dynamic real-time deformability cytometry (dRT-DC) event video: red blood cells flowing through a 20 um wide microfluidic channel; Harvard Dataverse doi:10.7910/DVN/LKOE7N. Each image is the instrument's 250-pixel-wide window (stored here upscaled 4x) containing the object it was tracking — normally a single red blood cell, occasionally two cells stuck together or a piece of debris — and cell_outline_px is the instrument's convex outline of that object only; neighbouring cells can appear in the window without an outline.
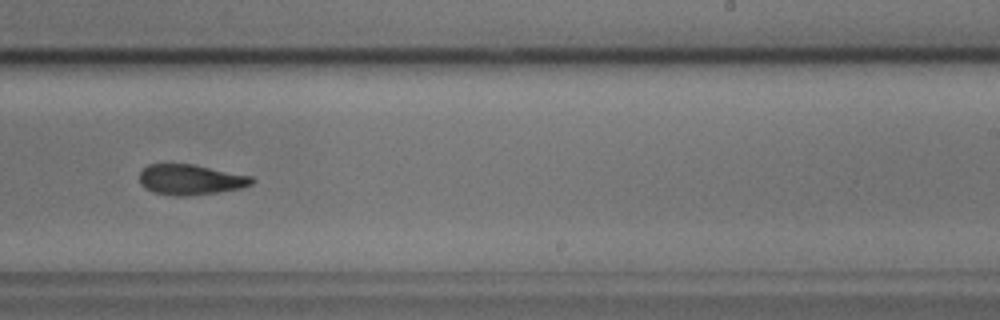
{"species": "common noctule bat (a hibernating species)", "species_latin": "Nyctalus noctula", "temperature_condition": "cold", "stored_images_in_passage": 40, "camera_frame_rate_fps": 3000, "um_per_image_px": 0.085, "animal": {"sex": "male", "body_mass_g": 17.9, "forearm_length_mm": 54.2}, "frame": {"image": 1, "passage_image": 19, "time_ms": 6.0, "image_size_px": [1000, 320], "cell_outline_px": [[256, 180], [252, 184], [240, 188], [216, 192], [184, 196], [176, 196], [156, 192], [144, 188], [140, 184], [140, 172], [148, 164], [192, 164], [252, 176]], "centroid_in_image_um": [16.2, 15.26], "position_along_channel_um": 272.8, "area_um2": 19.71}, "authors_computed_cell_mechanics": {"area_um2": 19.7965, "velocity_mm_per_s": 3.7475, "shape_relaxation_time_tau1_ms": null, "shape_relaxation_time_tau2_ms": 5.5605, "deformation_change_tau1": null, "deformation_change_tau2": 0.13}}